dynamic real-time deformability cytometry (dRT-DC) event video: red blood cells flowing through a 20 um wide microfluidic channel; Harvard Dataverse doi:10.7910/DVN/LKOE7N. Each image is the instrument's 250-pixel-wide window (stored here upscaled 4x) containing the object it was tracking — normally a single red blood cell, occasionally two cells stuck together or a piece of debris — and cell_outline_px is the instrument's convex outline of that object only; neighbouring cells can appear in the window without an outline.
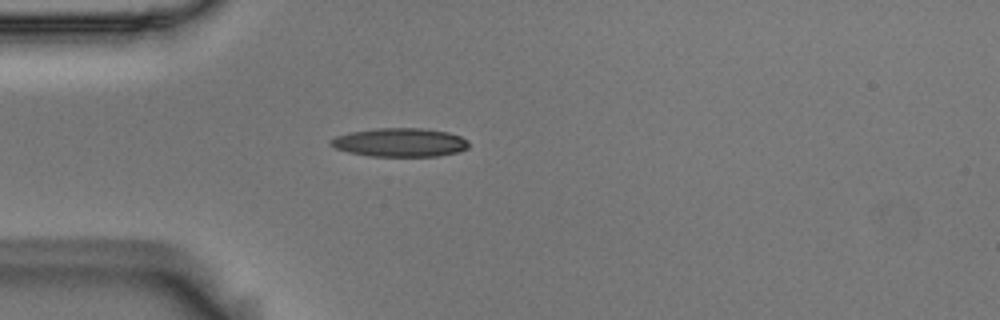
{"species": "Egyptian fruit bat (a non-hibernating species)", "species_latin": "Rousettus aegyptiacus", "temperature_condition": "room temperature", "stored_images_in_passage": 1, "camera_frame_rate_fps": 3000, "um_per_image_px": 0.085, "animal": {"sex": "male"}, "frame": {"image": 1, "passage_image": 1, "time_ms": 0.0, "image_size_px": [1000, 320], "cell_outline_px": [[468, 148], [456, 152], [436, 156], [368, 156], [348, 152], [336, 148], [328, 144], [328, 140], [336, 136], [348, 132], [376, 128], [420, 128], [448, 132], [460, 136], [468, 140]], "centroid_in_image_um": [33.95, 12.1], "position_along_channel_um": 51.1, "area_um2": 23.12}}